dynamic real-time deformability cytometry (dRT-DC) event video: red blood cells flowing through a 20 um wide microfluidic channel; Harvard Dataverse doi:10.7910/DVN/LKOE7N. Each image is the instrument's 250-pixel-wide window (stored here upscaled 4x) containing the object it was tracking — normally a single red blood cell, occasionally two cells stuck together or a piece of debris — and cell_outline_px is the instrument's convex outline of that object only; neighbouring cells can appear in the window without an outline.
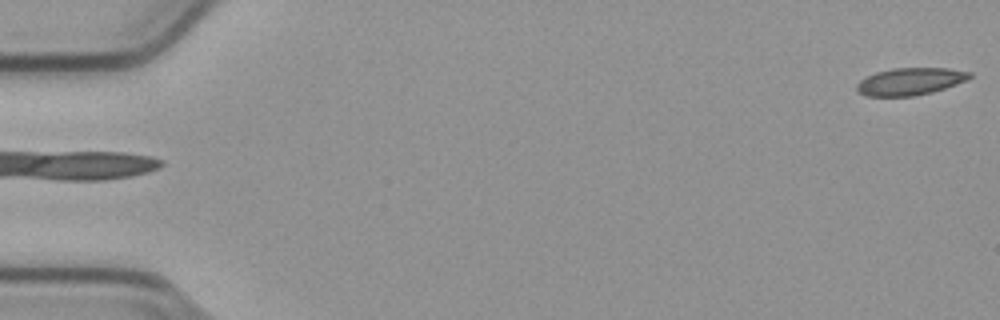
{"species": "common noctule bat (a hibernating species)", "species_latin": "Nyctalus noctula", "temperature_condition": "cold", "stored_images_in_passage": 7, "camera_frame_rate_fps": 3000, "um_per_image_px": 0.085, "animal": {"sex": "male", "body_mass_g": 23.1, "forearm_length_mm": 52.7}, "frame": {"image": 1, "passage_image": 1, "time_ms": 0.0, "image_size_px": [1000, 320], "cell_outline_px": [[972, 76], [956, 84], [932, 92], [912, 96], [864, 96], [856, 92], [856, 84], [860, 80], [876, 72], [892, 68], [948, 68], [972, 72]], "centroid_in_image_um": [77.32, 6.92], "position_along_channel_um": 7.7, "area_um2": 17.92}}